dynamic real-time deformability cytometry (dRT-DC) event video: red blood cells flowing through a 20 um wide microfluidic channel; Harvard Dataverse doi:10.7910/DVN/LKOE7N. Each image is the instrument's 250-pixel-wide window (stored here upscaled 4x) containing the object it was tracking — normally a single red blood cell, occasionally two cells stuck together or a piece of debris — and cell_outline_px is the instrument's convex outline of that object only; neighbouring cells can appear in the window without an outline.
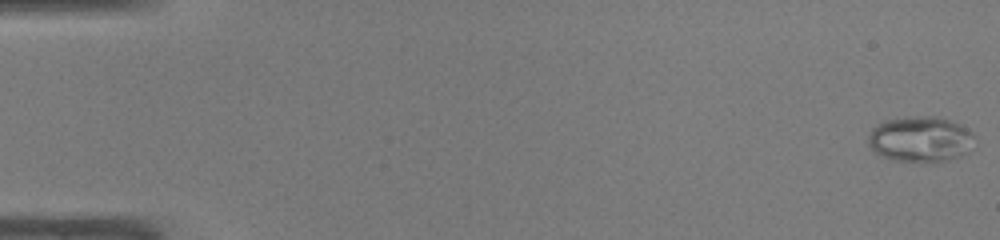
{"species": "common noctule bat (a hibernating species)", "species_latin": "Nyctalus noctula", "temperature_condition": "warm", "stored_images_in_passage": 34, "camera_frame_rate_fps": 3000, "um_per_image_px": 0.085, "animal": {"sex": "male", "body_mass_g": 19.0, "forearm_length_mm": 50.8}, "frame": {"image": 1, "passage_image": 1, "time_ms": 0.0, "image_size_px": [1000, 240], "cell_outline_px": [[976, 136], [968, 152], [960, 156], [948, 160], [932, 164], [920, 164], [892, 160], [876, 152], [868, 144], [868, 136], [872, 128], [876, 124], [884, 120], [912, 116], [936, 116], [960, 124], [968, 128]], "centroid_in_image_um": [78.25, 11.86], "position_along_channel_um": 6.7, "area_um2": 29.02}}
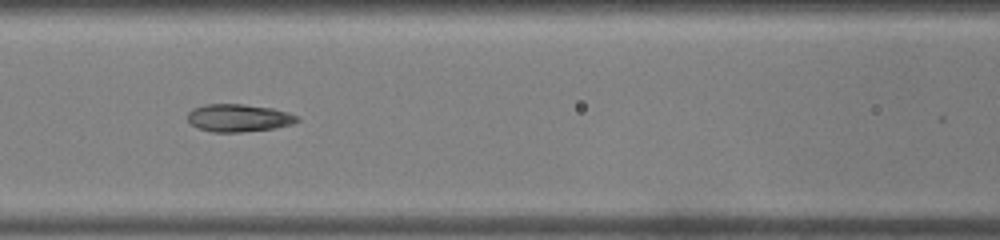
{"frame": {"image": 2, "passage_image": 22, "time_ms": 7.0, "image_size_px": [1000, 240], "cell_outline_px": [[300, 120], [296, 124], [276, 128], [240, 132], [212, 132], [200, 128], [192, 124], [188, 120], [188, 112], [192, 108], [204, 104], [244, 104], [272, 108], [288, 112], [300, 116]], "centroid_in_image_um": [20.34, 10.02], "position_along_channel_um": 146.3, "area_um2": 17.86}}
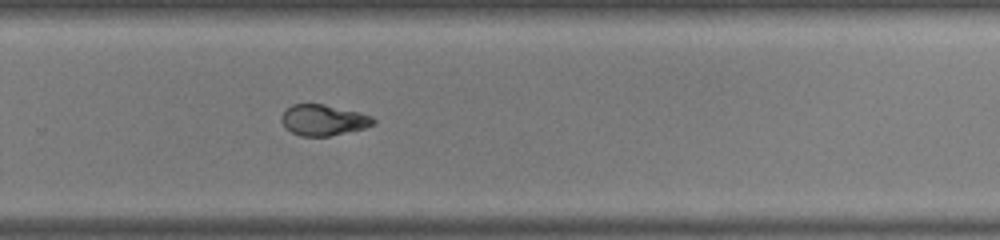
{"frame": {"image": 3, "passage_image": 33, "time_ms": 10.667, "image_size_px": [1000, 240], "cell_outline_px": [[376, 124], [364, 128], [328, 136], [300, 136], [284, 128], [280, 120], [280, 116], [292, 104], [324, 104], [372, 116], [376, 120]], "centroid_in_image_um": [27.46, 10.21], "position_along_channel_um": 302.3, "area_um2": 16.47}}